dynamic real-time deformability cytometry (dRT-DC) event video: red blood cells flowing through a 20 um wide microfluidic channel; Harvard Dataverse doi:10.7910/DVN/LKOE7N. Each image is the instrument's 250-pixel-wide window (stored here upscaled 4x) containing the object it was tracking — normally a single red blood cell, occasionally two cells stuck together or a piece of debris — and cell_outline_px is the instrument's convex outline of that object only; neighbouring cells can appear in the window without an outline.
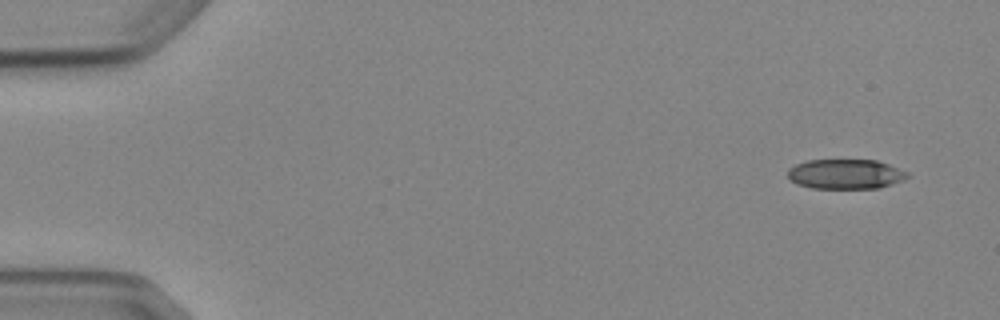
{"species": "Egyptian fruit bat (a non-hibernating species)", "species_latin": "Rousettus aegyptiacus", "temperature_condition": "cold", "stored_images_in_passage": 7, "camera_frame_rate_fps": 3000, "um_per_image_px": 0.085, "animal": {"sex": "female"}, "frame": {"image": 1, "passage_image": 1, "time_ms": 0.0, "image_size_px": [1000, 320], "cell_outline_px": [[908, 176], [904, 180], [880, 188], [812, 188], [796, 184], [788, 176], [788, 168], [796, 164], [808, 160], [876, 160], [888, 164], [908, 172]], "centroid_in_image_um": [71.87, 14.8], "position_along_channel_um": 13.1, "area_um2": 20.75}}
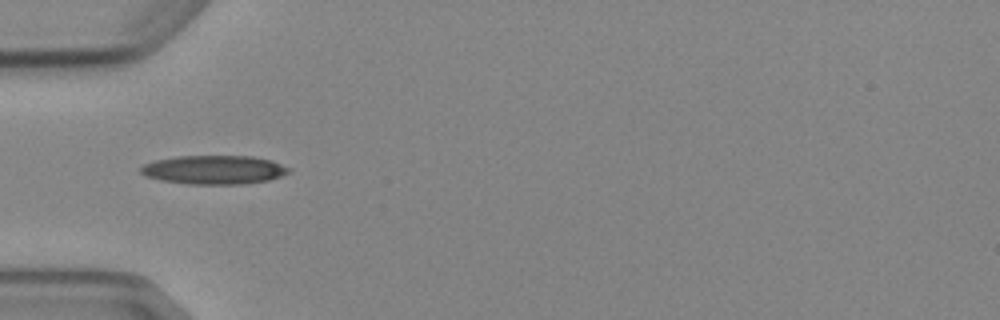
{"frame": {"image": 2, "passage_image": 5, "time_ms": 4.667, "image_size_px": [1000, 320], "cell_outline_px": [[292, 172], [268, 180], [244, 184], [188, 184], [160, 180], [144, 176], [140, 172], [140, 168], [144, 164], [156, 160], [176, 156], [252, 156], [272, 160], [292, 168]], "centroid_in_image_um": [18.22, 14.43], "position_along_channel_um": 66.8, "area_um2": 25.09}}
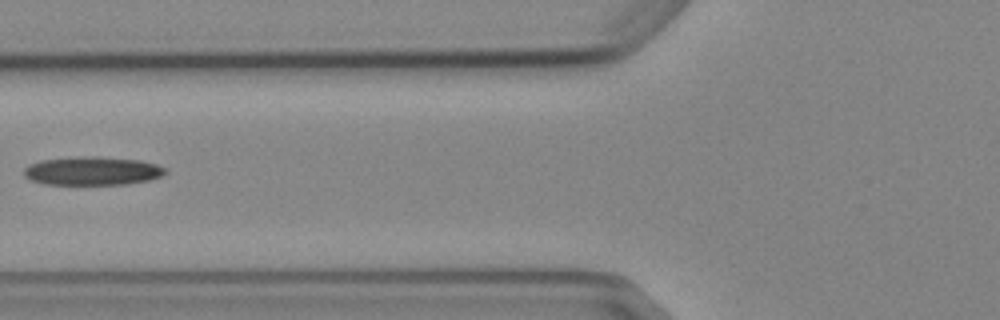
{"frame": {"image": 3, "passage_image": 6, "time_ms": 6.0, "image_size_px": [1000, 320], "cell_outline_px": [[168, 172], [164, 176], [148, 180], [128, 184], [44, 184], [28, 180], [24, 176], [24, 168], [28, 164], [40, 160], [92, 156], [96, 156], [140, 160], [156, 164], [168, 168]], "centroid_in_image_um": [7.87, 14.53], "position_along_channel_um": 117.9, "area_um2": 23.7}}